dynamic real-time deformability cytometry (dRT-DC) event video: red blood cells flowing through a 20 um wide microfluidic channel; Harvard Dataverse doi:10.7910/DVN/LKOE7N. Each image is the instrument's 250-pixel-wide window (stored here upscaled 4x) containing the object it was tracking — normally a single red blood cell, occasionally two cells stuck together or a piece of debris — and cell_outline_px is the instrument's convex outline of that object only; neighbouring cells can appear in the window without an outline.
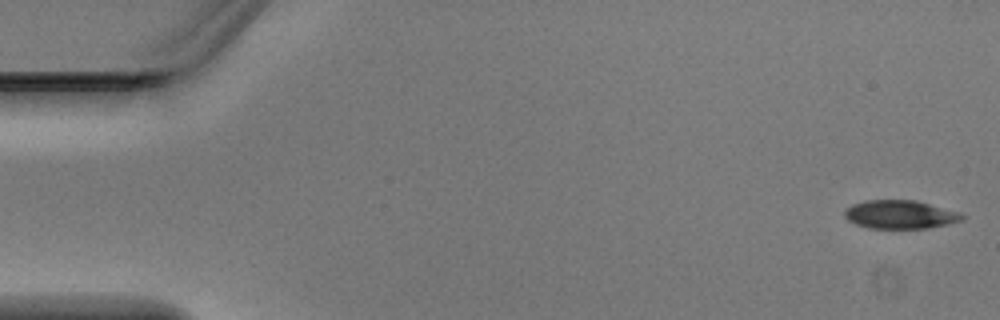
{"species": "Egyptian fruit bat (a non-hibernating species)", "species_latin": "Rousettus aegyptiacus", "temperature_condition": "warm", "stored_images_in_passage": 4, "camera_frame_rate_fps": 3000, "um_per_image_px": 0.085, "animal": {"sex": "male"}, "frame": {"image": 1, "passage_image": 1, "time_ms": 0.0, "image_size_px": [1000, 320], "cell_outline_px": [[964, 220], [948, 224], [928, 228], [868, 228], [856, 224], [848, 220], [844, 216], [844, 208], [852, 204], [864, 200], [916, 200], [960, 212], [964, 216]], "centroid_in_image_um": [76.5, 18.23], "position_along_channel_um": 8.5, "area_um2": 19.65}}
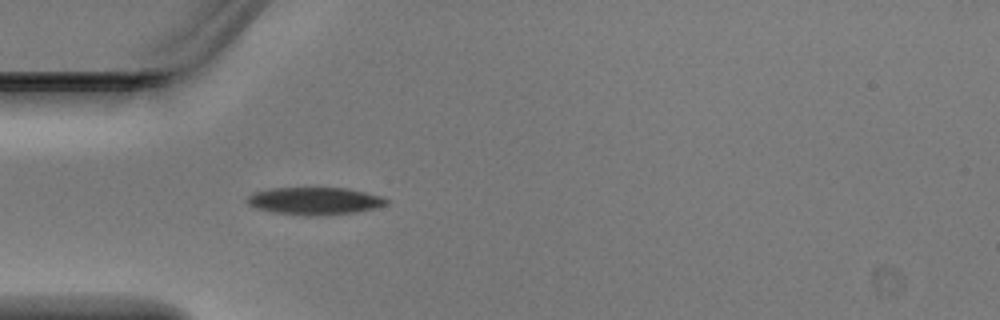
{"frame": {"image": 2, "passage_image": 4, "time_ms": 1.0, "image_size_px": [1000, 320], "cell_outline_px": [[388, 204], [376, 208], [356, 212], [316, 216], [272, 212], [256, 208], [248, 204], [248, 196], [256, 192], [272, 188], [348, 188], [380, 196], [388, 200]], "centroid_in_image_um": [26.78, 17.08], "position_along_channel_um": 58.2, "area_um2": 22.02}}